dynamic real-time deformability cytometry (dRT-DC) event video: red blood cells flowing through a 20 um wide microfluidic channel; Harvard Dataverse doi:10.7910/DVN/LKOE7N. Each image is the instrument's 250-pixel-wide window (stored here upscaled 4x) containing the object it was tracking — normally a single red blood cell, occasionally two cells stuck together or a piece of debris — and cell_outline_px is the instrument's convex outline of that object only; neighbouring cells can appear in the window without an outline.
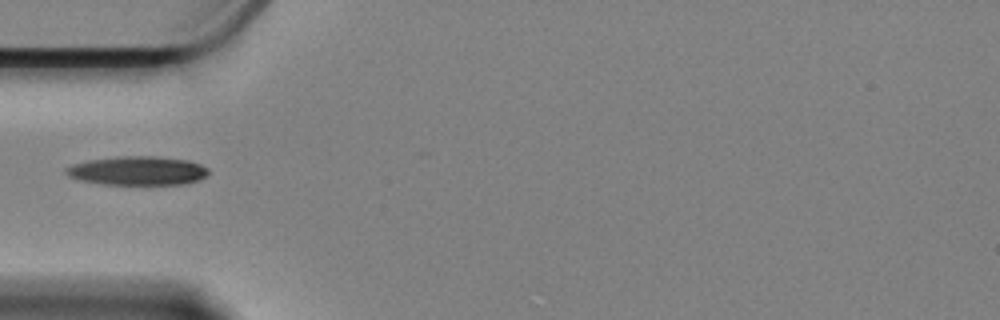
{"species": "Egyptian fruit bat (a non-hibernating species)", "species_latin": "Rousettus aegyptiacus", "temperature_condition": "cold", "stored_images_in_passage": 35, "camera_frame_rate_fps": 3000, "um_per_image_px": 0.085, "animal": {"sex": "female"}, "frame": {"image": 1, "passage_image": 1, "time_ms": 0.0, "image_size_px": [1000, 320], "cell_outline_px": [[208, 172], [204, 176], [196, 180], [180, 184], [104, 184], [84, 180], [68, 176], [64, 172], [64, 168], [72, 164], [88, 160], [116, 156], [156, 156], [188, 160], [200, 164], [208, 168]], "centroid_in_image_um": [11.65, 14.49], "position_along_channel_um": 73.3, "area_um2": 23.76}}
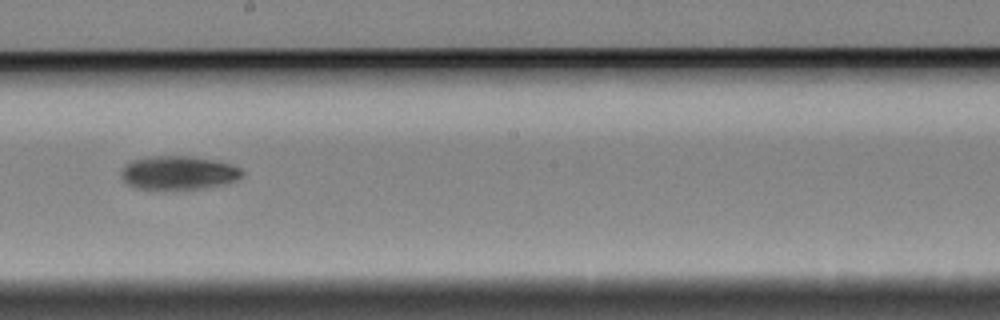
{"frame": {"image": 2, "passage_image": 15, "time_ms": 4.667, "image_size_px": [1000, 320], "cell_outline_px": [[244, 172], [236, 180], [220, 184], [200, 188], [136, 188], [128, 184], [124, 180], [120, 172], [132, 160], [152, 156], [188, 156], [228, 164], [240, 168]], "centroid_in_image_um": [15.13, 14.67], "position_along_channel_um": 233.1, "area_um2": 22.77}}
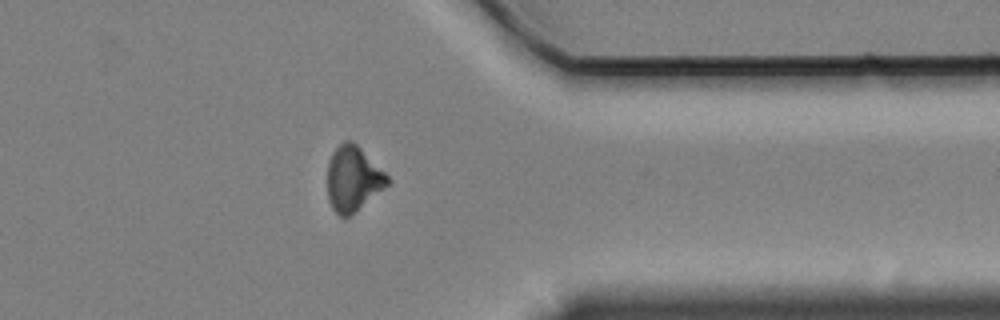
{"frame": {"image": 3, "passage_image": 29, "time_ms": 9.333, "image_size_px": [1000, 320], "cell_outline_px": [[392, 180], [388, 184], [344, 220], [332, 208], [328, 200], [328, 160], [332, 152], [344, 140], [352, 140]], "centroid_in_image_um": [29.98, 15.19], "position_along_channel_um": 381.4, "area_um2": 22.43}}